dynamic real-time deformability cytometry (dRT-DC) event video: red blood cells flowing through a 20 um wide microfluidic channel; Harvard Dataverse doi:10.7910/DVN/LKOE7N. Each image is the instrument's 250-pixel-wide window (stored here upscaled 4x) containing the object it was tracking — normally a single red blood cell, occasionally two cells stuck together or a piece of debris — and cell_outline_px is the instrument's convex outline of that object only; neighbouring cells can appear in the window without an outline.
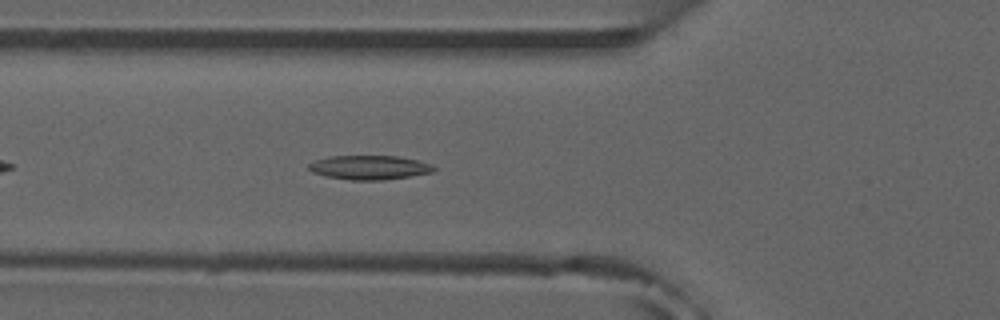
{"species": "common noctule bat (a hibernating species)", "species_latin": "Nyctalus noctula", "temperature_condition": "room temperature", "stored_images_in_passage": 41, "camera_frame_rate_fps": 3000, "um_per_image_px": 0.085, "animal": {"sex": "male", "forearm_length_mm": 52.5}, "frame": {"image": 1, "passage_image": 7, "time_ms": 2.0, "image_size_px": [1000, 320], "cell_outline_px": [[436, 168], [432, 172], [384, 180], [348, 180], [328, 176], [312, 172], [308, 168], [308, 164], [316, 160], [328, 156], [396, 156], [416, 160], [428, 164]], "centroid_in_image_um": [31.35, 14.23], "position_along_channel_um": 94.5, "area_um2": 17.34}, "authors_computed_cell_mechanics": {"area_um2": 16.6464, "velocity_mm_per_s": 3.8488, "shape_relaxation_time_tau1_ms": 10.416, "shape_relaxation_time_tau2_ms": null, "deformation_change_tau1": 0.2183, "deformation_change_tau2": null}}